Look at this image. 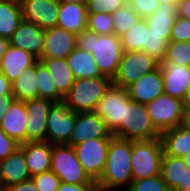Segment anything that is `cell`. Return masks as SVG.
<instances>
[{
    "instance_id": "cell-47",
    "label": "cell",
    "mask_w": 190,
    "mask_h": 191,
    "mask_svg": "<svg viewBox=\"0 0 190 191\" xmlns=\"http://www.w3.org/2000/svg\"><path fill=\"white\" fill-rule=\"evenodd\" d=\"M178 15L190 20V0H181L179 2Z\"/></svg>"
},
{
    "instance_id": "cell-44",
    "label": "cell",
    "mask_w": 190,
    "mask_h": 191,
    "mask_svg": "<svg viewBox=\"0 0 190 191\" xmlns=\"http://www.w3.org/2000/svg\"><path fill=\"white\" fill-rule=\"evenodd\" d=\"M4 191H40L32 179L12 185Z\"/></svg>"
},
{
    "instance_id": "cell-17",
    "label": "cell",
    "mask_w": 190,
    "mask_h": 191,
    "mask_svg": "<svg viewBox=\"0 0 190 191\" xmlns=\"http://www.w3.org/2000/svg\"><path fill=\"white\" fill-rule=\"evenodd\" d=\"M127 92L132 101L147 104L164 93L163 75L160 66L141 76L129 85Z\"/></svg>"
},
{
    "instance_id": "cell-39",
    "label": "cell",
    "mask_w": 190,
    "mask_h": 191,
    "mask_svg": "<svg viewBox=\"0 0 190 191\" xmlns=\"http://www.w3.org/2000/svg\"><path fill=\"white\" fill-rule=\"evenodd\" d=\"M40 191H57L60 179L53 171L43 172L31 177Z\"/></svg>"
},
{
    "instance_id": "cell-46",
    "label": "cell",
    "mask_w": 190,
    "mask_h": 191,
    "mask_svg": "<svg viewBox=\"0 0 190 191\" xmlns=\"http://www.w3.org/2000/svg\"><path fill=\"white\" fill-rule=\"evenodd\" d=\"M15 100L13 94L6 95L5 98L0 99V123L2 122V118L7 114L8 108Z\"/></svg>"
},
{
    "instance_id": "cell-48",
    "label": "cell",
    "mask_w": 190,
    "mask_h": 191,
    "mask_svg": "<svg viewBox=\"0 0 190 191\" xmlns=\"http://www.w3.org/2000/svg\"><path fill=\"white\" fill-rule=\"evenodd\" d=\"M8 46H9V40L7 38L0 36V62Z\"/></svg>"
},
{
    "instance_id": "cell-9",
    "label": "cell",
    "mask_w": 190,
    "mask_h": 191,
    "mask_svg": "<svg viewBox=\"0 0 190 191\" xmlns=\"http://www.w3.org/2000/svg\"><path fill=\"white\" fill-rule=\"evenodd\" d=\"M160 63L143 51H123L116 76L112 84L127 88L141 76L152 72Z\"/></svg>"
},
{
    "instance_id": "cell-23",
    "label": "cell",
    "mask_w": 190,
    "mask_h": 191,
    "mask_svg": "<svg viewBox=\"0 0 190 191\" xmlns=\"http://www.w3.org/2000/svg\"><path fill=\"white\" fill-rule=\"evenodd\" d=\"M163 153L183 157L190 152V126L187 123L160 133Z\"/></svg>"
},
{
    "instance_id": "cell-14",
    "label": "cell",
    "mask_w": 190,
    "mask_h": 191,
    "mask_svg": "<svg viewBox=\"0 0 190 191\" xmlns=\"http://www.w3.org/2000/svg\"><path fill=\"white\" fill-rule=\"evenodd\" d=\"M104 120L92 112L76 113L75 125L67 145H76L93 138H112Z\"/></svg>"
},
{
    "instance_id": "cell-19",
    "label": "cell",
    "mask_w": 190,
    "mask_h": 191,
    "mask_svg": "<svg viewBox=\"0 0 190 191\" xmlns=\"http://www.w3.org/2000/svg\"><path fill=\"white\" fill-rule=\"evenodd\" d=\"M30 179L24 153L20 148L0 161V191Z\"/></svg>"
},
{
    "instance_id": "cell-2",
    "label": "cell",
    "mask_w": 190,
    "mask_h": 191,
    "mask_svg": "<svg viewBox=\"0 0 190 191\" xmlns=\"http://www.w3.org/2000/svg\"><path fill=\"white\" fill-rule=\"evenodd\" d=\"M76 47L90 52L100 74L113 80L123 54L120 37L115 34L98 35L86 29L77 35Z\"/></svg>"
},
{
    "instance_id": "cell-6",
    "label": "cell",
    "mask_w": 190,
    "mask_h": 191,
    "mask_svg": "<svg viewBox=\"0 0 190 191\" xmlns=\"http://www.w3.org/2000/svg\"><path fill=\"white\" fill-rule=\"evenodd\" d=\"M51 171L59 177L62 183L96 184L85 172L71 145L52 146Z\"/></svg>"
},
{
    "instance_id": "cell-15",
    "label": "cell",
    "mask_w": 190,
    "mask_h": 191,
    "mask_svg": "<svg viewBox=\"0 0 190 191\" xmlns=\"http://www.w3.org/2000/svg\"><path fill=\"white\" fill-rule=\"evenodd\" d=\"M8 40L10 46L26 50L40 59L44 50L45 30L23 19Z\"/></svg>"
},
{
    "instance_id": "cell-36",
    "label": "cell",
    "mask_w": 190,
    "mask_h": 191,
    "mask_svg": "<svg viewBox=\"0 0 190 191\" xmlns=\"http://www.w3.org/2000/svg\"><path fill=\"white\" fill-rule=\"evenodd\" d=\"M113 18L108 13H88L86 29L98 35L114 34Z\"/></svg>"
},
{
    "instance_id": "cell-40",
    "label": "cell",
    "mask_w": 190,
    "mask_h": 191,
    "mask_svg": "<svg viewBox=\"0 0 190 191\" xmlns=\"http://www.w3.org/2000/svg\"><path fill=\"white\" fill-rule=\"evenodd\" d=\"M170 41L190 42V20L179 15L176 17Z\"/></svg>"
},
{
    "instance_id": "cell-28",
    "label": "cell",
    "mask_w": 190,
    "mask_h": 191,
    "mask_svg": "<svg viewBox=\"0 0 190 191\" xmlns=\"http://www.w3.org/2000/svg\"><path fill=\"white\" fill-rule=\"evenodd\" d=\"M23 16L19 0H0V36L9 39L18 29Z\"/></svg>"
},
{
    "instance_id": "cell-22",
    "label": "cell",
    "mask_w": 190,
    "mask_h": 191,
    "mask_svg": "<svg viewBox=\"0 0 190 191\" xmlns=\"http://www.w3.org/2000/svg\"><path fill=\"white\" fill-rule=\"evenodd\" d=\"M27 117L25 101L15 100L2 118L0 128L21 145L25 143Z\"/></svg>"
},
{
    "instance_id": "cell-38",
    "label": "cell",
    "mask_w": 190,
    "mask_h": 191,
    "mask_svg": "<svg viewBox=\"0 0 190 191\" xmlns=\"http://www.w3.org/2000/svg\"><path fill=\"white\" fill-rule=\"evenodd\" d=\"M127 0H87V13L113 14L117 9L127 4Z\"/></svg>"
},
{
    "instance_id": "cell-29",
    "label": "cell",
    "mask_w": 190,
    "mask_h": 191,
    "mask_svg": "<svg viewBox=\"0 0 190 191\" xmlns=\"http://www.w3.org/2000/svg\"><path fill=\"white\" fill-rule=\"evenodd\" d=\"M53 77L58 91L65 96L74 84L75 78L66 58L39 59Z\"/></svg>"
},
{
    "instance_id": "cell-31",
    "label": "cell",
    "mask_w": 190,
    "mask_h": 191,
    "mask_svg": "<svg viewBox=\"0 0 190 191\" xmlns=\"http://www.w3.org/2000/svg\"><path fill=\"white\" fill-rule=\"evenodd\" d=\"M36 86L38 98L48 99L54 103L63 102L64 96L58 91L52 75L40 60L36 62Z\"/></svg>"
},
{
    "instance_id": "cell-41",
    "label": "cell",
    "mask_w": 190,
    "mask_h": 191,
    "mask_svg": "<svg viewBox=\"0 0 190 191\" xmlns=\"http://www.w3.org/2000/svg\"><path fill=\"white\" fill-rule=\"evenodd\" d=\"M127 4L141 17L146 18L152 15L159 2L157 0H127Z\"/></svg>"
},
{
    "instance_id": "cell-13",
    "label": "cell",
    "mask_w": 190,
    "mask_h": 191,
    "mask_svg": "<svg viewBox=\"0 0 190 191\" xmlns=\"http://www.w3.org/2000/svg\"><path fill=\"white\" fill-rule=\"evenodd\" d=\"M54 102L35 98L25 101L27 123L25 142L46 141L47 116Z\"/></svg>"
},
{
    "instance_id": "cell-34",
    "label": "cell",
    "mask_w": 190,
    "mask_h": 191,
    "mask_svg": "<svg viewBox=\"0 0 190 191\" xmlns=\"http://www.w3.org/2000/svg\"><path fill=\"white\" fill-rule=\"evenodd\" d=\"M170 35L151 33L149 29H146V53L159 63L163 61L166 54Z\"/></svg>"
},
{
    "instance_id": "cell-32",
    "label": "cell",
    "mask_w": 190,
    "mask_h": 191,
    "mask_svg": "<svg viewBox=\"0 0 190 191\" xmlns=\"http://www.w3.org/2000/svg\"><path fill=\"white\" fill-rule=\"evenodd\" d=\"M146 29L148 26L144 18L120 36L123 51H143L146 53Z\"/></svg>"
},
{
    "instance_id": "cell-26",
    "label": "cell",
    "mask_w": 190,
    "mask_h": 191,
    "mask_svg": "<svg viewBox=\"0 0 190 191\" xmlns=\"http://www.w3.org/2000/svg\"><path fill=\"white\" fill-rule=\"evenodd\" d=\"M75 79L101 77L99 68L90 52L77 47L66 58Z\"/></svg>"
},
{
    "instance_id": "cell-7",
    "label": "cell",
    "mask_w": 190,
    "mask_h": 191,
    "mask_svg": "<svg viewBox=\"0 0 190 191\" xmlns=\"http://www.w3.org/2000/svg\"><path fill=\"white\" fill-rule=\"evenodd\" d=\"M153 126L160 132L186 123L187 112L183 101L166 94L146 104Z\"/></svg>"
},
{
    "instance_id": "cell-3",
    "label": "cell",
    "mask_w": 190,
    "mask_h": 191,
    "mask_svg": "<svg viewBox=\"0 0 190 191\" xmlns=\"http://www.w3.org/2000/svg\"><path fill=\"white\" fill-rule=\"evenodd\" d=\"M111 84L105 76L75 79L63 102L75 113L92 112Z\"/></svg>"
},
{
    "instance_id": "cell-52",
    "label": "cell",
    "mask_w": 190,
    "mask_h": 191,
    "mask_svg": "<svg viewBox=\"0 0 190 191\" xmlns=\"http://www.w3.org/2000/svg\"><path fill=\"white\" fill-rule=\"evenodd\" d=\"M185 164L187 165L188 169H190V152L185 154L183 157H181Z\"/></svg>"
},
{
    "instance_id": "cell-43",
    "label": "cell",
    "mask_w": 190,
    "mask_h": 191,
    "mask_svg": "<svg viewBox=\"0 0 190 191\" xmlns=\"http://www.w3.org/2000/svg\"><path fill=\"white\" fill-rule=\"evenodd\" d=\"M57 191H98L96 184L60 183Z\"/></svg>"
},
{
    "instance_id": "cell-10",
    "label": "cell",
    "mask_w": 190,
    "mask_h": 191,
    "mask_svg": "<svg viewBox=\"0 0 190 191\" xmlns=\"http://www.w3.org/2000/svg\"><path fill=\"white\" fill-rule=\"evenodd\" d=\"M111 138H93L73 145L77 159L90 178L97 182L106 165Z\"/></svg>"
},
{
    "instance_id": "cell-37",
    "label": "cell",
    "mask_w": 190,
    "mask_h": 191,
    "mask_svg": "<svg viewBox=\"0 0 190 191\" xmlns=\"http://www.w3.org/2000/svg\"><path fill=\"white\" fill-rule=\"evenodd\" d=\"M125 191H171L161 175L140 180H133Z\"/></svg>"
},
{
    "instance_id": "cell-30",
    "label": "cell",
    "mask_w": 190,
    "mask_h": 191,
    "mask_svg": "<svg viewBox=\"0 0 190 191\" xmlns=\"http://www.w3.org/2000/svg\"><path fill=\"white\" fill-rule=\"evenodd\" d=\"M12 92L16 100L27 101L38 98L36 86V63L23 69L22 73L12 83Z\"/></svg>"
},
{
    "instance_id": "cell-16",
    "label": "cell",
    "mask_w": 190,
    "mask_h": 191,
    "mask_svg": "<svg viewBox=\"0 0 190 191\" xmlns=\"http://www.w3.org/2000/svg\"><path fill=\"white\" fill-rule=\"evenodd\" d=\"M77 35L58 26L45 29L44 50L40 59L67 58L76 48Z\"/></svg>"
},
{
    "instance_id": "cell-12",
    "label": "cell",
    "mask_w": 190,
    "mask_h": 191,
    "mask_svg": "<svg viewBox=\"0 0 190 191\" xmlns=\"http://www.w3.org/2000/svg\"><path fill=\"white\" fill-rule=\"evenodd\" d=\"M23 19L41 29L57 26L60 2L58 0H19Z\"/></svg>"
},
{
    "instance_id": "cell-50",
    "label": "cell",
    "mask_w": 190,
    "mask_h": 191,
    "mask_svg": "<svg viewBox=\"0 0 190 191\" xmlns=\"http://www.w3.org/2000/svg\"><path fill=\"white\" fill-rule=\"evenodd\" d=\"M184 191H190V169L185 172Z\"/></svg>"
},
{
    "instance_id": "cell-18",
    "label": "cell",
    "mask_w": 190,
    "mask_h": 191,
    "mask_svg": "<svg viewBox=\"0 0 190 191\" xmlns=\"http://www.w3.org/2000/svg\"><path fill=\"white\" fill-rule=\"evenodd\" d=\"M164 94L183 101L190 87V66L161 62Z\"/></svg>"
},
{
    "instance_id": "cell-42",
    "label": "cell",
    "mask_w": 190,
    "mask_h": 191,
    "mask_svg": "<svg viewBox=\"0 0 190 191\" xmlns=\"http://www.w3.org/2000/svg\"><path fill=\"white\" fill-rule=\"evenodd\" d=\"M19 146L20 144L18 142L9 137L0 128V161L13 154L19 148Z\"/></svg>"
},
{
    "instance_id": "cell-49",
    "label": "cell",
    "mask_w": 190,
    "mask_h": 191,
    "mask_svg": "<svg viewBox=\"0 0 190 191\" xmlns=\"http://www.w3.org/2000/svg\"><path fill=\"white\" fill-rule=\"evenodd\" d=\"M183 105H184L185 111L187 112V114H189L190 113V87L188 88L184 96Z\"/></svg>"
},
{
    "instance_id": "cell-20",
    "label": "cell",
    "mask_w": 190,
    "mask_h": 191,
    "mask_svg": "<svg viewBox=\"0 0 190 191\" xmlns=\"http://www.w3.org/2000/svg\"><path fill=\"white\" fill-rule=\"evenodd\" d=\"M52 146L47 141L25 142L19 146L31 177L51 170Z\"/></svg>"
},
{
    "instance_id": "cell-1",
    "label": "cell",
    "mask_w": 190,
    "mask_h": 191,
    "mask_svg": "<svg viewBox=\"0 0 190 191\" xmlns=\"http://www.w3.org/2000/svg\"><path fill=\"white\" fill-rule=\"evenodd\" d=\"M132 141L113 136L104 171L96 182L98 191H125L132 183Z\"/></svg>"
},
{
    "instance_id": "cell-21",
    "label": "cell",
    "mask_w": 190,
    "mask_h": 191,
    "mask_svg": "<svg viewBox=\"0 0 190 191\" xmlns=\"http://www.w3.org/2000/svg\"><path fill=\"white\" fill-rule=\"evenodd\" d=\"M39 59L26 50L8 46L0 62V71L13 83L23 69L34 65Z\"/></svg>"
},
{
    "instance_id": "cell-24",
    "label": "cell",
    "mask_w": 190,
    "mask_h": 191,
    "mask_svg": "<svg viewBox=\"0 0 190 191\" xmlns=\"http://www.w3.org/2000/svg\"><path fill=\"white\" fill-rule=\"evenodd\" d=\"M87 15L86 5L60 2L57 26L78 35L86 30Z\"/></svg>"
},
{
    "instance_id": "cell-8",
    "label": "cell",
    "mask_w": 190,
    "mask_h": 191,
    "mask_svg": "<svg viewBox=\"0 0 190 191\" xmlns=\"http://www.w3.org/2000/svg\"><path fill=\"white\" fill-rule=\"evenodd\" d=\"M131 101L127 89L111 84L95 106L93 112L101 117L114 135L124 120L125 105Z\"/></svg>"
},
{
    "instance_id": "cell-25",
    "label": "cell",
    "mask_w": 190,
    "mask_h": 191,
    "mask_svg": "<svg viewBox=\"0 0 190 191\" xmlns=\"http://www.w3.org/2000/svg\"><path fill=\"white\" fill-rule=\"evenodd\" d=\"M188 170L181 157L163 154L161 162V177L171 191H184V177Z\"/></svg>"
},
{
    "instance_id": "cell-11",
    "label": "cell",
    "mask_w": 190,
    "mask_h": 191,
    "mask_svg": "<svg viewBox=\"0 0 190 191\" xmlns=\"http://www.w3.org/2000/svg\"><path fill=\"white\" fill-rule=\"evenodd\" d=\"M76 113L64 103H54L47 116L46 141L53 144H68L75 125Z\"/></svg>"
},
{
    "instance_id": "cell-54",
    "label": "cell",
    "mask_w": 190,
    "mask_h": 191,
    "mask_svg": "<svg viewBox=\"0 0 190 191\" xmlns=\"http://www.w3.org/2000/svg\"><path fill=\"white\" fill-rule=\"evenodd\" d=\"M186 123L190 126V113L187 114Z\"/></svg>"
},
{
    "instance_id": "cell-53",
    "label": "cell",
    "mask_w": 190,
    "mask_h": 191,
    "mask_svg": "<svg viewBox=\"0 0 190 191\" xmlns=\"http://www.w3.org/2000/svg\"><path fill=\"white\" fill-rule=\"evenodd\" d=\"M160 4H179L181 0H157Z\"/></svg>"
},
{
    "instance_id": "cell-33",
    "label": "cell",
    "mask_w": 190,
    "mask_h": 191,
    "mask_svg": "<svg viewBox=\"0 0 190 191\" xmlns=\"http://www.w3.org/2000/svg\"><path fill=\"white\" fill-rule=\"evenodd\" d=\"M114 34L120 37L132 28L141 18L128 4L117 9L113 14Z\"/></svg>"
},
{
    "instance_id": "cell-35",
    "label": "cell",
    "mask_w": 190,
    "mask_h": 191,
    "mask_svg": "<svg viewBox=\"0 0 190 191\" xmlns=\"http://www.w3.org/2000/svg\"><path fill=\"white\" fill-rule=\"evenodd\" d=\"M162 62L190 66V42L169 41Z\"/></svg>"
},
{
    "instance_id": "cell-27",
    "label": "cell",
    "mask_w": 190,
    "mask_h": 191,
    "mask_svg": "<svg viewBox=\"0 0 190 191\" xmlns=\"http://www.w3.org/2000/svg\"><path fill=\"white\" fill-rule=\"evenodd\" d=\"M179 4H159L155 12L144 18L151 33L171 34Z\"/></svg>"
},
{
    "instance_id": "cell-45",
    "label": "cell",
    "mask_w": 190,
    "mask_h": 191,
    "mask_svg": "<svg viewBox=\"0 0 190 191\" xmlns=\"http://www.w3.org/2000/svg\"><path fill=\"white\" fill-rule=\"evenodd\" d=\"M13 94L12 83L0 71V99L5 98L6 95Z\"/></svg>"
},
{
    "instance_id": "cell-51",
    "label": "cell",
    "mask_w": 190,
    "mask_h": 191,
    "mask_svg": "<svg viewBox=\"0 0 190 191\" xmlns=\"http://www.w3.org/2000/svg\"><path fill=\"white\" fill-rule=\"evenodd\" d=\"M59 2L62 3H76V4H80V5H86L87 0H58Z\"/></svg>"
},
{
    "instance_id": "cell-5",
    "label": "cell",
    "mask_w": 190,
    "mask_h": 191,
    "mask_svg": "<svg viewBox=\"0 0 190 191\" xmlns=\"http://www.w3.org/2000/svg\"><path fill=\"white\" fill-rule=\"evenodd\" d=\"M163 154L160 137L152 140L132 141L133 180L160 176Z\"/></svg>"
},
{
    "instance_id": "cell-4",
    "label": "cell",
    "mask_w": 190,
    "mask_h": 191,
    "mask_svg": "<svg viewBox=\"0 0 190 191\" xmlns=\"http://www.w3.org/2000/svg\"><path fill=\"white\" fill-rule=\"evenodd\" d=\"M113 136L129 141H144L160 137V132L153 126L146 104L131 100L125 105L124 120Z\"/></svg>"
}]
</instances>
